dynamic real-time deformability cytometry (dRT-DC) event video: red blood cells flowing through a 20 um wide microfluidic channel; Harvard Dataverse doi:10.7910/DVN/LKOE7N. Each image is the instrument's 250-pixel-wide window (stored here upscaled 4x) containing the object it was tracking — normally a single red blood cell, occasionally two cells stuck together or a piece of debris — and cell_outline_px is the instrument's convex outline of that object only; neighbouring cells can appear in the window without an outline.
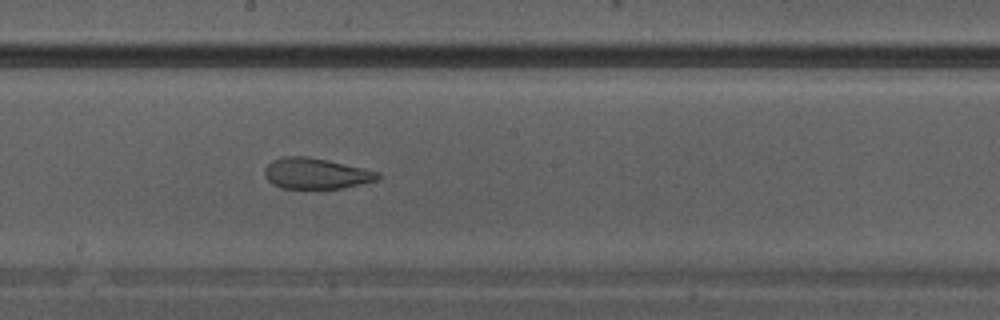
{"species": "Egyptian fruit bat (a non-hibernating species)", "species_latin": "Rousettus aegyptiacus", "temperature_condition": "warm", "stored_images_in_passage": 12, "camera_frame_rate_fps": 3000, "um_per_image_px": 0.085, "animal": {"sex": "male"}, "frame": {"image": 1, "passage_image": 12, "time_ms": 3.667, "image_size_px": [1000, 320], "cell_outline_px": [[380, 176], [376, 180], [344, 188], [280, 188], [272, 184], [268, 180], [264, 172], [264, 168], [272, 160], [284, 156], [308, 156], [364, 168], [380, 172]], "centroid_in_image_um": [26.84, 14.74], "position_along_channel_um": 221.4, "area_um2": 20.29}}